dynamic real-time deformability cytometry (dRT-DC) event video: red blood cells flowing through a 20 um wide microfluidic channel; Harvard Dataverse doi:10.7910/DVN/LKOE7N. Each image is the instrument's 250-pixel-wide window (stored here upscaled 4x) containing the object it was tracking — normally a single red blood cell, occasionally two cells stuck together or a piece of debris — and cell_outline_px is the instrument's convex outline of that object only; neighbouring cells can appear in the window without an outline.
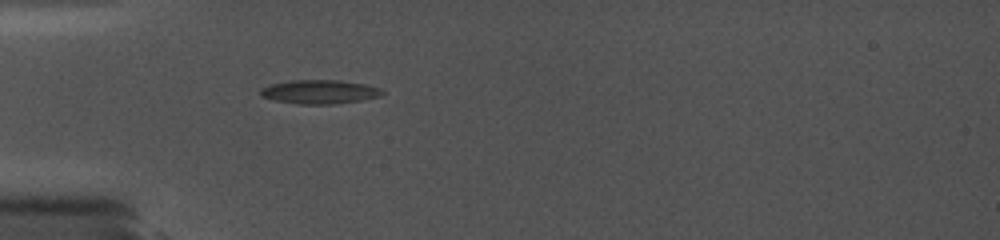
{"species": "common noctule bat (a hibernating species)", "species_latin": "Nyctalus noctula", "temperature_condition": "cold", "stored_images_in_passage": 17, "camera_frame_rate_fps": 5000, "um_per_image_px": 0.085, "animal": {"sex": "female", "body_mass_g": 19.0, "forearm_length_mm": 56.7}, "frame": {"image": 1, "passage_image": 1, "time_ms": 0.0, "image_size_px": [1000, 240], "cell_outline_px": [[384, 92], [380, 96], [360, 100], [332, 104], [300, 104], [272, 100], [260, 96], [260, 88], [268, 84], [288, 80], [340, 80], [364, 84], [380, 88]], "centroid_in_image_um": [27.09, 7.8], "position_along_channel_um": 57.9, "area_um2": 17.05}}
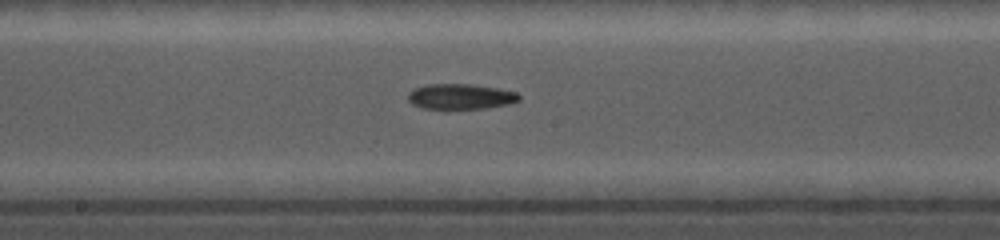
{"frame": {"image": 2, "passage_image": 10, "time_ms": 4.2, "image_size_px": [1000, 240], "cell_outline_px": [[520, 100], [508, 104], [484, 108], [424, 108], [412, 104], [408, 100], [408, 92], [416, 88], [428, 84], [472, 84], [496, 88], [516, 92], [520, 96]], "centroid_in_image_um": [39.14, 8.19], "position_along_channel_um": 209.1, "area_um2": 16.18}}
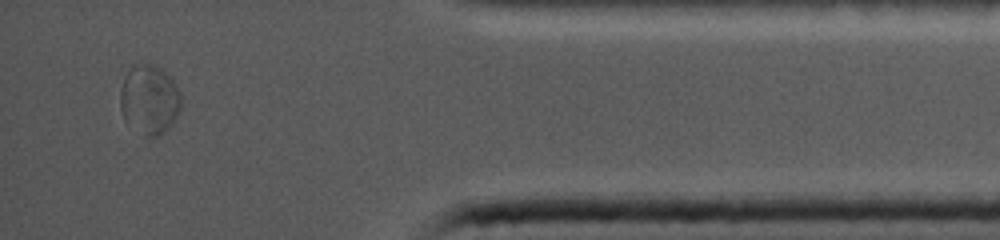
{"frame": {"image": 3, "passage_image": 17, "time_ms": 10.4, "image_size_px": [1000, 240], "cell_outline_px": [[180, 108], [176, 116], [168, 128], [164, 132], [156, 136], [144, 136], [124, 120], [120, 108], [120, 88], [124, 76], [128, 68], [132, 64], [152, 64], [160, 68], [172, 80], [180, 92]], "centroid_in_image_um": [12.65, 8.45], "position_along_channel_um": 422.6, "area_um2": 24.57}, "authors_computed_cell_mechanics": {"area_um2": 16.4152, "velocity_mm_per_s": 3.7871, "shape_relaxation_time_tau1_ms": null, "shape_relaxation_time_tau2_ms": 4.8878, "deformation_change_tau1": null, "deformation_change_tau2": 0.0852}}